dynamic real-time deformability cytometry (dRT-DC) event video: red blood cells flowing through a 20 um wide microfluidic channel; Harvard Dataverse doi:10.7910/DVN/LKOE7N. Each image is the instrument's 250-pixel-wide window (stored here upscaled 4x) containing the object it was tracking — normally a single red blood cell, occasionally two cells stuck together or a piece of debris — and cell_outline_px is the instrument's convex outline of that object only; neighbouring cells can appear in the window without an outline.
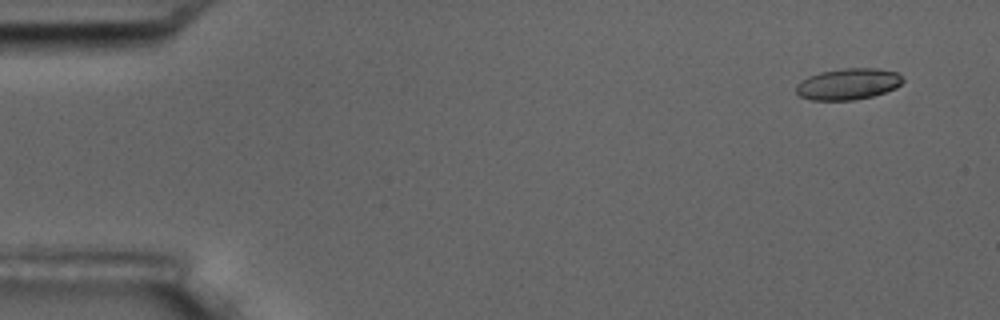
{"species": "common noctule bat (a hibernating species)", "species_latin": "Nyctalus noctula", "temperature_condition": "room temperature", "stored_images_in_passage": 5, "camera_frame_rate_fps": 3000, "um_per_image_px": 0.085, "animal": {"sex": "male", "body_mass_g": 17.5, "forearm_length_mm": 52.3}, "frame": {"image": 1, "passage_image": 1, "time_ms": 0.0, "image_size_px": [1000, 320], "cell_outline_px": [[904, 80], [896, 88], [872, 96], [852, 100], [812, 100], [800, 96], [796, 92], [796, 84], [800, 80], [808, 76], [820, 72], [844, 68], [876, 68], [896, 72]], "centroid_in_image_um": [72.06, 7.14], "position_along_channel_um": 12.9, "area_um2": 19.42}}
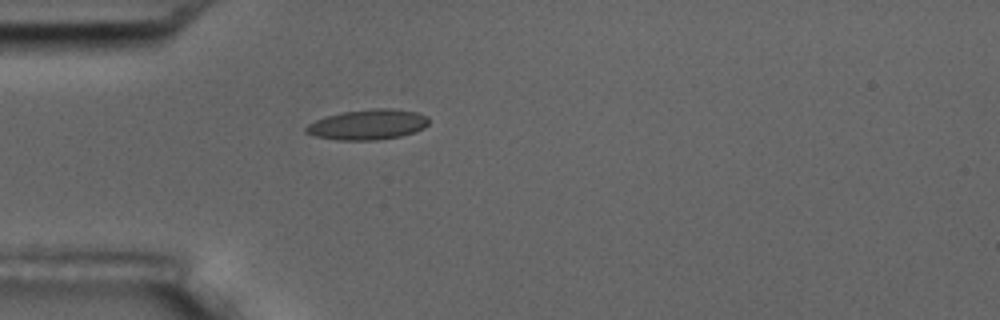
{"frame": {"image": 2, "passage_image": 5, "time_ms": 4.333, "image_size_px": [1000, 320], "cell_outline_px": [[428, 124], [424, 128], [416, 132], [400, 136], [376, 140], [336, 140], [316, 136], [304, 132], [304, 128], [308, 124], [316, 120], [340, 112], [372, 108], [392, 108], [416, 112], [428, 116]], "centroid_in_image_um": [31.27, 10.58], "position_along_channel_um": 53.7, "area_um2": 21.79}}